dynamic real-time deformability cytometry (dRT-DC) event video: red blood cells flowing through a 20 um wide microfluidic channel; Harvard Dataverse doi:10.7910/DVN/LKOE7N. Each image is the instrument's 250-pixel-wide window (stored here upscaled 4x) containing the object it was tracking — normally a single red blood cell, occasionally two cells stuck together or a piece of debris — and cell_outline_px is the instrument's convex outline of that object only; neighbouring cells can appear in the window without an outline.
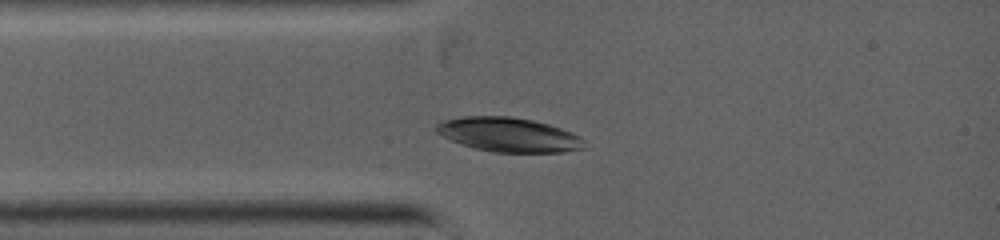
{"species": "common noctule bat (a hibernating species)", "species_latin": "Nyctalus noctula", "temperature_condition": "warm", "stored_images_in_passage": 1, "camera_frame_rate_fps": 5000, "um_per_image_px": 0.085, "animal": {"sex": "female", "body_mass_g": 19.0, "forearm_length_mm": 53.3}, "frame": {"image": 1, "passage_image": 1, "time_ms": 0.0, "image_size_px": [1000, 240], "cell_outline_px": [[584, 148], [564, 152], [492, 152], [476, 148], [452, 140], [436, 132], [436, 124], [440, 120], [464, 116], [512, 116], [532, 120], [548, 124], [572, 132], [580, 136], [584, 140]], "centroid_in_image_um": [43.25, 11.44], "position_along_channel_um": 41.8, "area_um2": 29.48}}